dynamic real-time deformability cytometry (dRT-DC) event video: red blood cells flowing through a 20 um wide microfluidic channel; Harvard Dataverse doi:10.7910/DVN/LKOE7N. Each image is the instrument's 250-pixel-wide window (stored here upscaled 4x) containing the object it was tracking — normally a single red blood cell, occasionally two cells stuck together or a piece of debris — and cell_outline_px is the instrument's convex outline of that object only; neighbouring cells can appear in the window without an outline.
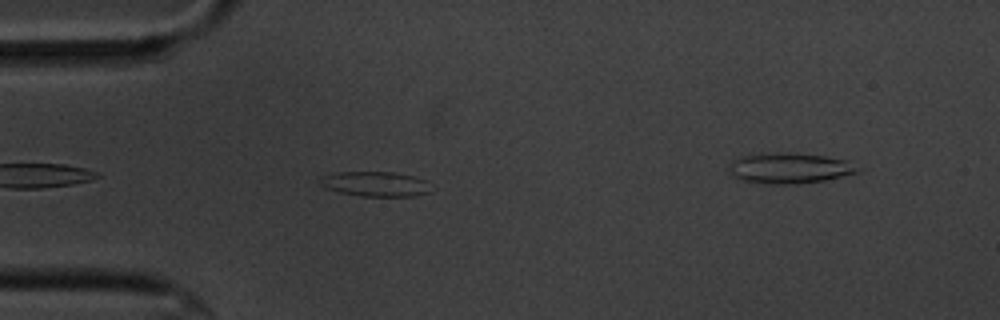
{"species": "common noctule bat (a hibernating species)", "species_latin": "Nyctalus noctula", "temperature_condition": "cold", "stored_images_in_passage": 43, "camera_frame_rate_fps": 3000, "um_per_image_px": 0.085, "animal": {"sex": "male", "body_mass_g": 20.1, "forearm_length_mm": 53.5}, "frame": {"image": 1, "passage_image": 5, "time_ms": 1.333, "image_size_px": [1000, 320], "cell_outline_px": [[436, 188], [428, 192], [412, 196], [360, 196], [340, 192], [324, 188], [316, 180], [320, 176], [336, 172], [392, 172], [412, 176], [424, 180]], "centroid_in_image_um": [31.87, 15.63], "position_along_channel_um": 53.1, "area_um2": 16.3}}
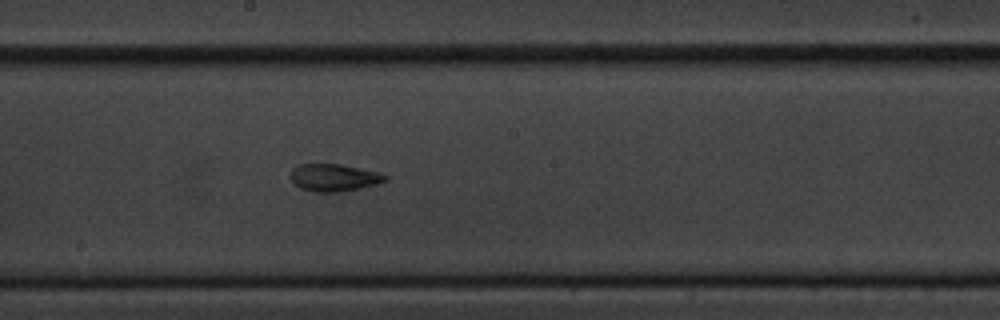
{"frame": {"image": 2, "passage_image": 20, "time_ms": 6.333, "image_size_px": [1000, 320], "cell_outline_px": [[388, 180], [356, 188], [336, 192], [316, 192], [300, 188], [292, 180], [292, 168], [300, 164], [340, 164], [376, 172], [388, 176]], "centroid_in_image_um": [28.35, 15.08], "position_along_channel_um": 219.9, "area_um2": 14.57}}
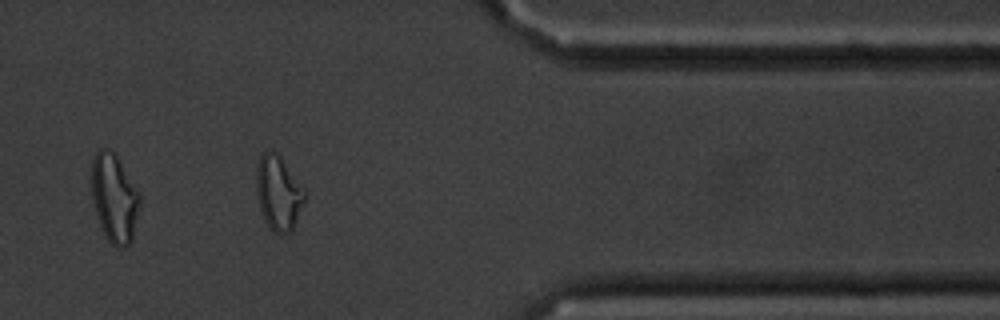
{"frame": {"image": 3, "passage_image": 36, "time_ms": 11.667, "image_size_px": [1000, 320], "cell_outline_px": [[308, 196], [292, 228], [288, 232], [280, 236], [272, 232], [260, 208], [256, 192], [256, 164], [260, 156], [264, 152], [272, 152], [280, 156], [304, 188]], "centroid_in_image_um": [23.67, 16.41], "position_along_channel_um": 387.7, "area_um2": 20.92}, "authors_computed_cell_mechanics": {"area_um2": 14.9124, "velocity_mm_per_s": 3.4743, "shape_relaxation_time_tau1_ms": 7.3649, "shape_relaxation_time_tau2_ms": 2.3292, "deformation_change_tau1": 0.2101, "deformation_change_tau2": 0.1013}}